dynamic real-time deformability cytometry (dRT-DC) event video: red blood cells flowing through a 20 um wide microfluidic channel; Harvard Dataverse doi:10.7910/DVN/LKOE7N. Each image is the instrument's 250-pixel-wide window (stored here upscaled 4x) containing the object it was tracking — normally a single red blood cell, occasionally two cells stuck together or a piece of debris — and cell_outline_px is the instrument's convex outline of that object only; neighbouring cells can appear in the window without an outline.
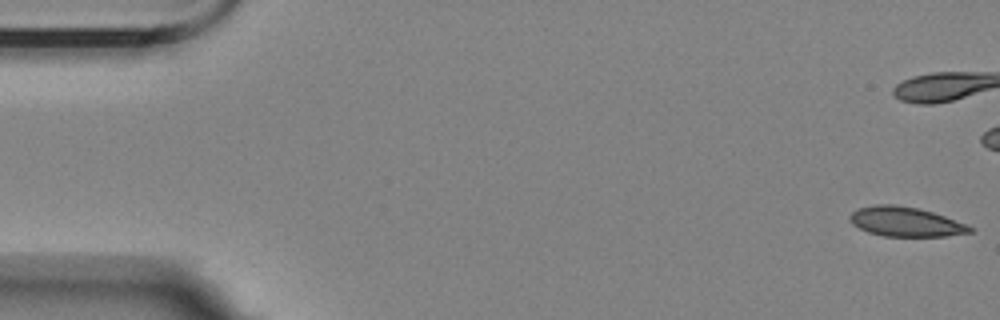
{"species": "Egyptian fruit bat (a non-hibernating species)", "species_latin": "Rousettus aegyptiacus", "temperature_condition": "room temperature", "stored_images_in_passage": 57, "camera_frame_rate_fps": 3000, "um_per_image_px": 0.085, "animal": {"sex": "female"}, "frame": {"image": 1, "passage_image": 1, "time_ms": 0.0, "image_size_px": [1000, 320], "cell_outline_px": [[976, 228], [972, 232], [944, 236], [884, 236], [868, 232], [852, 224], [848, 216], [852, 212], [860, 208], [876, 204], [896, 204], [920, 208], [944, 216]], "centroid_in_image_um": [76.97, 18.84], "position_along_channel_um": 8.0, "area_um2": 20.63}, "authors_computed_cell_mechanics": {"area_um2": 21.386, "velocity_mm_per_s": 3.5089, "shape_relaxation_time_tau1_ms": null, "shape_relaxation_time_tau2_ms": 6.4827, "deformation_change_tau1": null, "deformation_change_tau2": 0.1038}}